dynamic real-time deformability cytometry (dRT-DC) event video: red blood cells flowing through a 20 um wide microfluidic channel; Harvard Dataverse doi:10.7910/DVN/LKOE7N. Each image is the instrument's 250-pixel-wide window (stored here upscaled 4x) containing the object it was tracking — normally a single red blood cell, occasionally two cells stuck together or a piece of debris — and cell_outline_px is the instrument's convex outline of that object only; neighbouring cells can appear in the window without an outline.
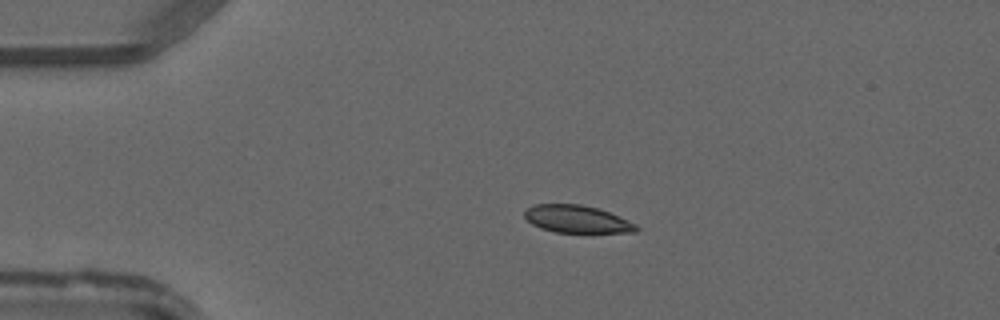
{"species": "common noctule bat (a hibernating species)", "species_latin": "Nyctalus noctula", "temperature_condition": "warm", "stored_images_in_passage": 48, "camera_frame_rate_fps": 3000, "um_per_image_px": 0.085, "animal": {"sex": "male", "forearm_length_mm": 52.5}, "frame": {"image": 1, "passage_image": 11, "time_ms": 3.333, "image_size_px": [1000, 320], "cell_outline_px": [[640, 228], [636, 232], [556, 232], [540, 228], [532, 224], [524, 216], [524, 212], [528, 208], [536, 204], [580, 204], [600, 208], [620, 216], [636, 224]], "centroid_in_image_um": [49.07, 18.62], "position_along_channel_um": 35.9, "area_um2": 17.92}}
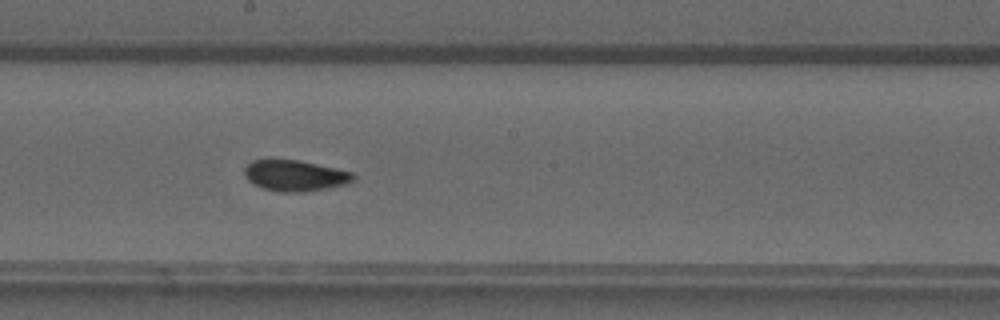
{"frame": {"image": 2, "passage_image": 27, "time_ms": 8.667, "image_size_px": [1000, 320], "cell_outline_px": [[356, 180], [348, 184], [304, 192], [276, 192], [264, 188], [248, 180], [244, 176], [244, 168], [252, 160], [296, 160], [316, 164], [352, 172], [356, 176]], "centroid_in_image_um": [25.1, 14.94], "position_along_channel_um": 223.1, "area_um2": 19.54}}
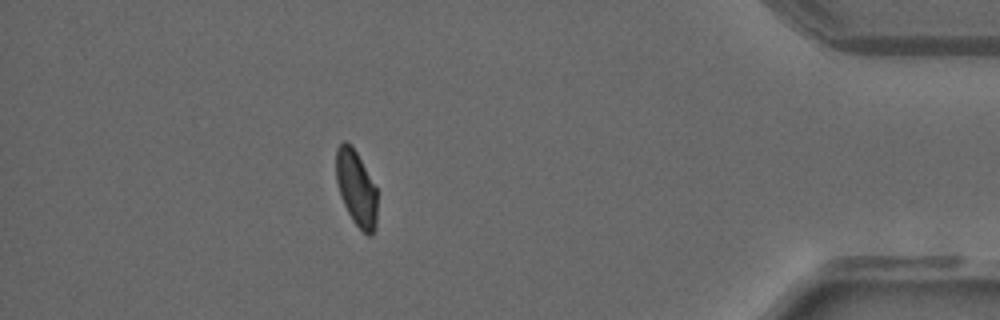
{"frame": {"image": 3, "passage_image": 43, "time_ms": 14.0, "image_size_px": [1000, 320], "cell_outline_px": [[376, 224], [372, 236], [368, 236], [352, 220], [340, 196], [336, 180], [336, 148], [344, 140], [352, 144], [376, 188]], "centroid_in_image_um": [30.26, 15.98], "position_along_channel_um": 404.9, "area_um2": 17.98}}